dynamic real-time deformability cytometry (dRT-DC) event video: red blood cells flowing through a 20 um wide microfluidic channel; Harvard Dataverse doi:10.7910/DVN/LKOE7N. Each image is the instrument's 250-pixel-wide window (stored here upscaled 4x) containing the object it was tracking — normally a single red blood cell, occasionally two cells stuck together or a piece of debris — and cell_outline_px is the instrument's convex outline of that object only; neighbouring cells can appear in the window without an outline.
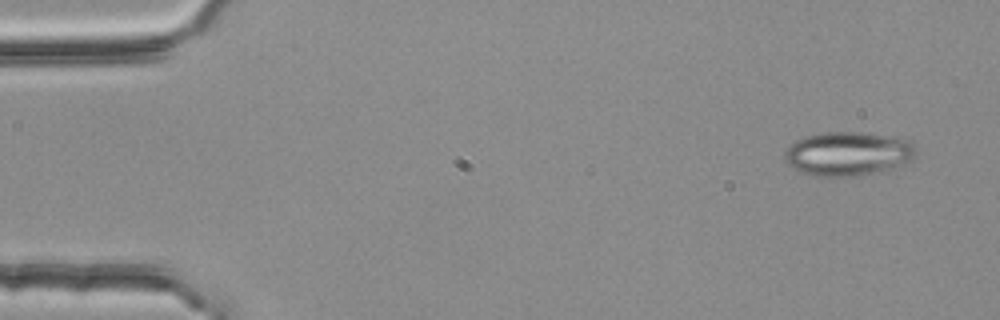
{"species": "common noctule bat (a hibernating species)", "species_latin": "Nyctalus noctula", "temperature_condition": "room temperature", "stored_images_in_passage": 3, "camera_frame_rate_fps": 3000, "um_per_image_px": 0.085, "animal": {"sex": "female", "body_mass_g": 25.1}, "frame": {"image": 1, "passage_image": 1, "time_ms": 0.0, "image_size_px": [1000, 320], "cell_outline_px": [[916, 152], [912, 160], [888, 172], [852, 176], [812, 176], [800, 172], [792, 168], [784, 160], [784, 152], [788, 144], [796, 140], [808, 136], [828, 132], [860, 132], [884, 136], [904, 140], [912, 144]], "centroid_in_image_um": [72.04, 13.1], "position_along_channel_um": 13.0, "area_um2": 33.81}}